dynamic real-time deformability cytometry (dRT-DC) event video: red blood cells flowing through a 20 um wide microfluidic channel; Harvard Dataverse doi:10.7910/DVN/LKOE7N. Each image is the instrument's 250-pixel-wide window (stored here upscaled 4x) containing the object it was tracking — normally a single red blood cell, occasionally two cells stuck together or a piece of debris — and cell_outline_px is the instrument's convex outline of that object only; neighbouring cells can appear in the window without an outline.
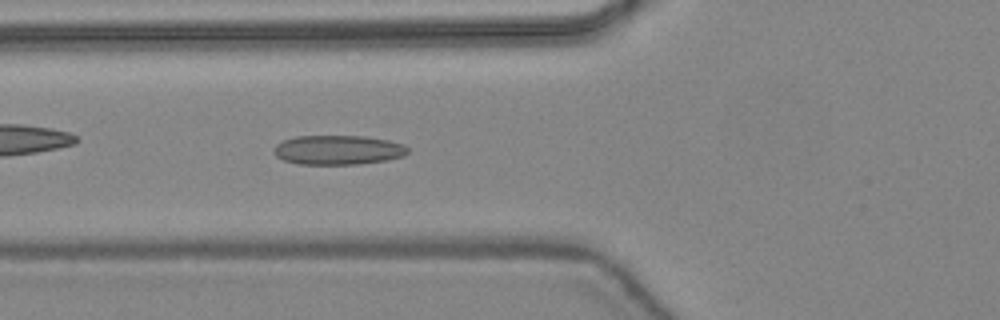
{"species": "common noctule bat (a hibernating species)", "species_latin": "Nyctalus noctula", "temperature_condition": "warm", "stored_images_in_passage": 41, "camera_frame_rate_fps": 3000, "um_per_image_px": 0.085, "animal": {"sex": "female", "body_mass_g": 24.6, "forearm_length_mm": 56.2}, "frame": {"image": 1, "passage_image": 13, "time_ms": 4.0, "image_size_px": [1000, 320], "cell_outline_px": [[408, 152], [404, 156], [388, 160], [356, 164], [300, 164], [284, 160], [276, 156], [272, 152], [272, 148], [280, 140], [296, 136], [364, 136], [388, 140], [404, 144], [408, 148]], "centroid_in_image_um": [28.7, 12.74], "position_along_channel_um": 97.1, "area_um2": 23.18}}
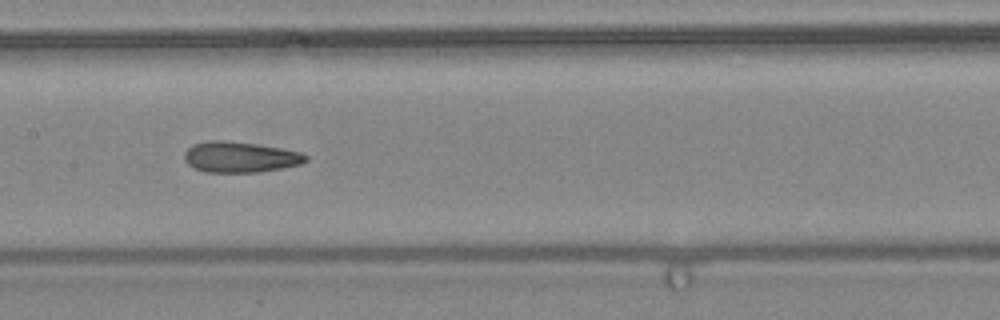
{"frame": {"image": 2, "passage_image": 19, "time_ms": 6.0, "image_size_px": [1000, 320], "cell_outline_px": [[308, 160], [300, 164], [280, 168], [256, 172], [204, 172], [188, 164], [184, 160], [184, 152], [192, 144], [208, 140], [224, 140], [256, 144], [280, 148], [300, 152], [308, 156]], "centroid_in_image_um": [20.37, 13.34], "position_along_channel_um": 187.0, "area_um2": 21.68}}
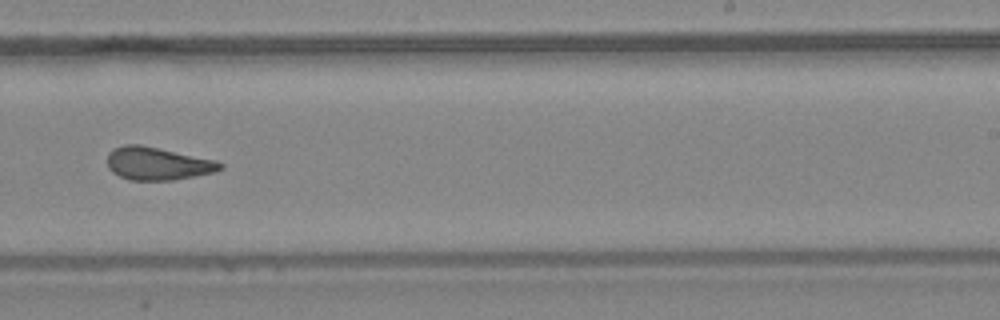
{"frame": {"image": 3, "passage_image": 25, "time_ms": 8.0, "image_size_px": [1000, 320], "cell_outline_px": [[224, 168], [216, 172], [172, 180], [128, 180], [112, 172], [108, 168], [108, 152], [112, 148], [124, 144], [140, 144], [216, 160], [224, 164]], "centroid_in_image_um": [13.39, 13.9], "position_along_channel_um": 275.6, "area_um2": 21.79}, "authors_computed_cell_mechanics": {"area_um2": 21.7906, "velocity_mm_per_s": 4.4614, "shape_relaxation_time_tau1_ms": null, "shape_relaxation_time_tau2_ms": 1.8805, "deformation_change_tau1": null, "deformation_change_tau2": 0.1004}}